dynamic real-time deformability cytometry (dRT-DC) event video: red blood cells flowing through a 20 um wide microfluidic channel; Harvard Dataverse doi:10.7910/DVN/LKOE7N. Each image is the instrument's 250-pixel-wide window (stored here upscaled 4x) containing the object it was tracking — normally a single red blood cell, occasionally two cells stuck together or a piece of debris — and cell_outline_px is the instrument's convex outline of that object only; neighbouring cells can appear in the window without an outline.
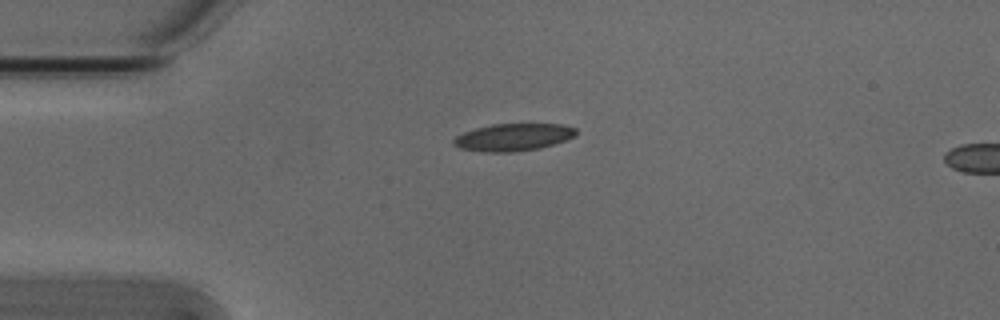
{"species": "Egyptian fruit bat (a non-hibernating species)", "species_latin": "Rousettus aegyptiacus", "temperature_condition": "cold", "stored_images_in_passage": 2, "camera_frame_rate_fps": 3000, "um_per_image_px": 0.085, "animal": {"sex": "male"}, "frame": {"image": 1, "passage_image": 2, "time_ms": 0.333, "image_size_px": [1000, 320], "cell_outline_px": [[576, 136], [540, 148], [512, 152], [484, 152], [460, 148], [452, 144], [452, 140], [456, 136], [464, 132], [476, 128], [492, 124], [560, 124], [576, 128]], "centroid_in_image_um": [43.6, 11.66], "position_along_channel_um": 41.4, "area_um2": 19.42}}